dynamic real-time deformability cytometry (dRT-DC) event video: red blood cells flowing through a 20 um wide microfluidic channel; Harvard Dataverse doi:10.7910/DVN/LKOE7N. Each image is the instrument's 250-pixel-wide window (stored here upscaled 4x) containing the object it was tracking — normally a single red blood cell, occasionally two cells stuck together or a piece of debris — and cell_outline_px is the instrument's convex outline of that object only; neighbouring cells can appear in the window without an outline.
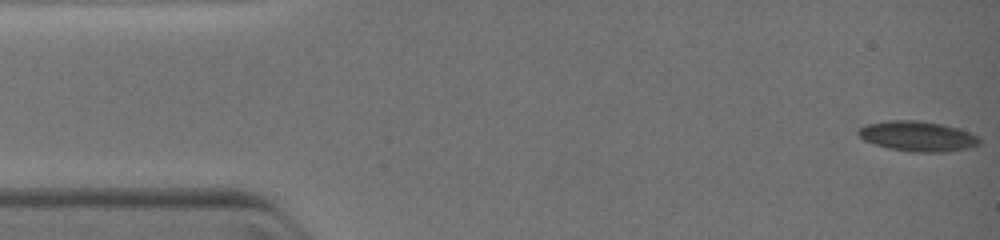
{"species": "common noctule bat (a hibernating species)", "species_latin": "Nyctalus noctula", "temperature_condition": "warm", "stored_images_in_passage": 39, "camera_frame_rate_fps": 3000, "um_per_image_px": 0.085, "animal": {"sex": "female", "body_mass_g": 19.0, "forearm_length_mm": 51.5}, "frame": {"image": 1, "passage_image": 1, "time_ms": 0.0, "image_size_px": [1000, 240], "cell_outline_px": [[980, 144], [968, 148], [948, 152], [912, 152], [888, 148], [864, 140], [856, 132], [860, 128], [868, 124], [888, 120], [916, 120], [944, 124], [968, 132], [976, 136], [980, 140]], "centroid_in_image_um": [78.0, 11.58], "position_along_channel_um": 7.0, "area_um2": 21.15}}
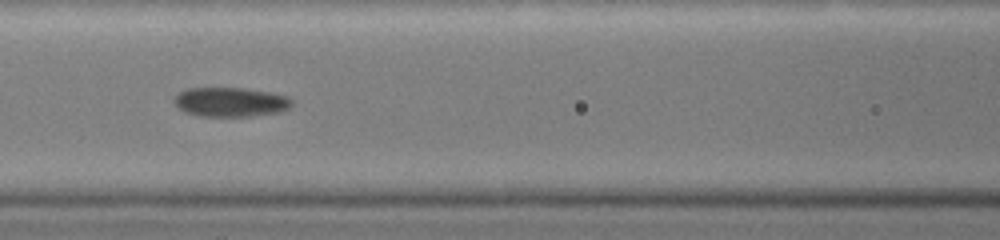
{"frame": {"image": 2, "passage_image": 22, "time_ms": 5.333, "image_size_px": [1000, 240], "cell_outline_px": [[292, 104], [288, 108], [280, 112], [252, 116], [200, 116], [184, 112], [172, 100], [180, 92], [188, 88], [244, 88], [268, 92], [288, 96], [292, 100]], "centroid_in_image_um": [19.6, 8.67], "position_along_channel_um": 147.0, "area_um2": 20.06}}
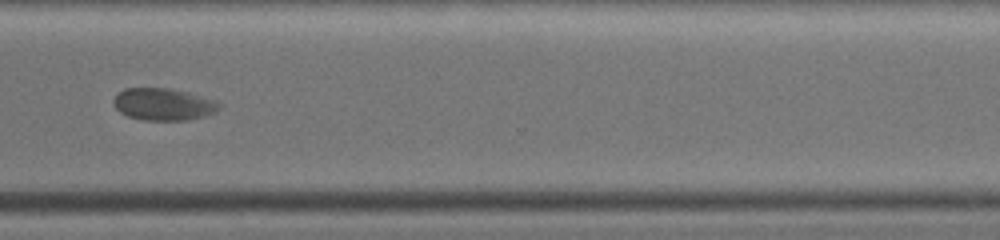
{"frame": {"image": 3, "passage_image": 38, "time_ms": 9.667, "image_size_px": [1000, 240], "cell_outline_px": [[224, 104], [216, 112], [204, 116], [184, 120], [144, 120], [128, 116], [120, 112], [116, 108], [112, 100], [116, 92], [124, 88], [172, 88], [216, 100]], "centroid_in_image_um": [13.89, 8.85], "position_along_channel_um": 356.7, "area_um2": 20.0}}